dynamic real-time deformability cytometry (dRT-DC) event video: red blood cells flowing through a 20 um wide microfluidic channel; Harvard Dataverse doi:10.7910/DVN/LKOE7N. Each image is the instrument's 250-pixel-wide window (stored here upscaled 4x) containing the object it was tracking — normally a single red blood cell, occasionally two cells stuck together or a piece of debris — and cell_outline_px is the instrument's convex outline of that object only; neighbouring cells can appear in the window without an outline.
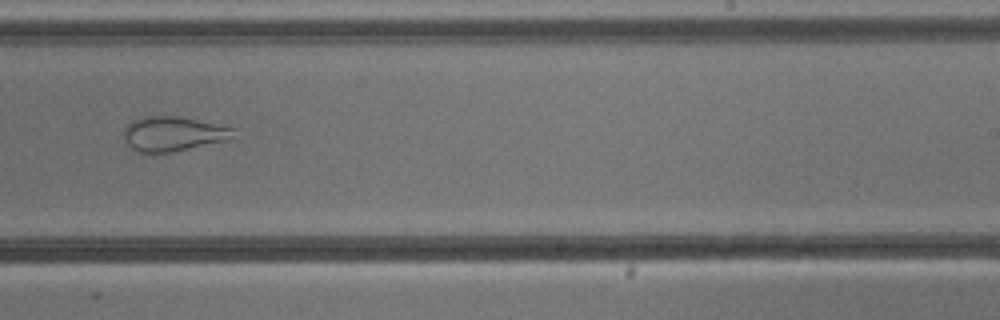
{"species": "common noctule bat (a hibernating species)", "species_latin": "Nyctalus noctula", "temperature_condition": "cold", "stored_images_in_passage": 7, "camera_frame_rate_fps": 3000, "um_per_image_px": 0.085, "animal": {"sex": "male", "body_mass_g": 13.3}, "frame": {"image": 1, "passage_image": 6, "time_ms": 5.667, "image_size_px": [1000, 320], "cell_outline_px": [[236, 128], [232, 140], [172, 152], [136, 152], [124, 140], [124, 128], [132, 120], [144, 116], [180, 116]], "centroid_in_image_um": [14.76, 11.37], "position_along_channel_um": 274.2, "area_um2": 22.43}}